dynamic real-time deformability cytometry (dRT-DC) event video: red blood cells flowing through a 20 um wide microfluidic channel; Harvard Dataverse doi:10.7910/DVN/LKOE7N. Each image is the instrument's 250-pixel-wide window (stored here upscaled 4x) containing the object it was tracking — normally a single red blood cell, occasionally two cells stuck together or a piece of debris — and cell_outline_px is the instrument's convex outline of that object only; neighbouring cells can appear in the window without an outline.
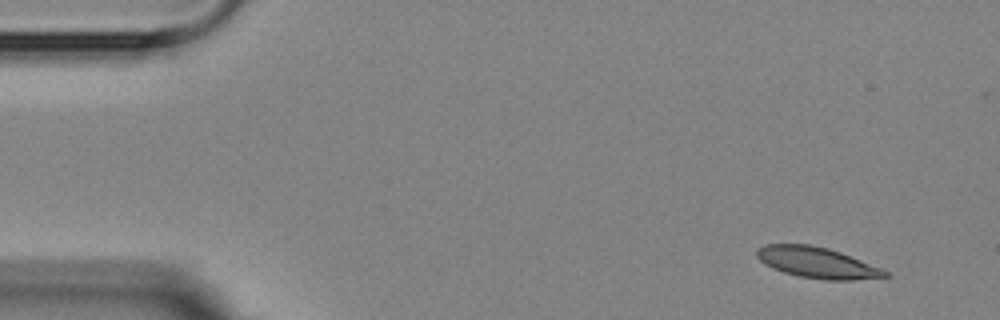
{"species": "Egyptian fruit bat (a non-hibernating species)", "species_latin": "Rousettus aegyptiacus", "temperature_condition": "room temperature", "stored_images_in_passage": 12, "camera_frame_rate_fps": 3000, "um_per_image_px": 0.085, "animal": {"sex": "female"}, "frame": {"image": 1, "passage_image": 1, "time_ms": 0.0, "image_size_px": [1000, 320], "cell_outline_px": [[888, 276], [852, 280], [824, 280], [800, 276], [784, 272], [772, 268], [764, 264], [756, 256], [756, 248], [764, 244], [808, 244], [828, 248], [840, 252], [880, 268], [888, 272]], "centroid_in_image_um": [69.38, 22.31], "position_along_channel_um": 15.6, "area_um2": 22.89}}
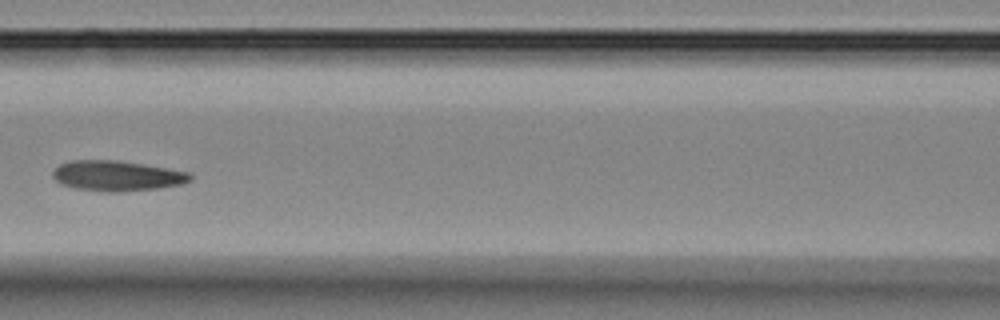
{"frame": {"image": 2, "passage_image": 6, "time_ms": 6.667, "image_size_px": [1000, 320], "cell_outline_px": [[192, 180], [184, 184], [156, 188], [116, 192], [108, 192], [76, 188], [60, 184], [52, 176], [52, 172], [60, 164], [72, 160], [116, 160], [188, 172], [192, 176]], "centroid_in_image_um": [9.92, 14.95], "position_along_channel_um": 156.7, "area_um2": 23.99}}
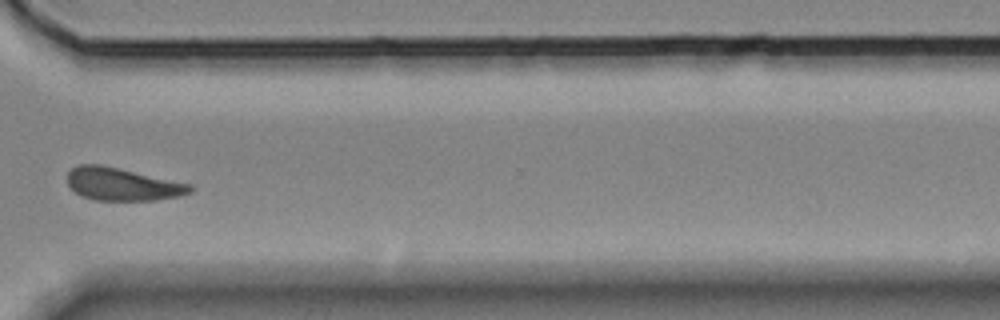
{"frame": {"image": 3, "passage_image": 11, "time_ms": 12.333, "image_size_px": [1000, 320], "cell_outline_px": [[192, 192], [180, 196], [156, 200], [96, 200], [80, 196], [68, 184], [68, 172], [76, 164], [100, 164], [192, 184]], "centroid_in_image_um": [10.4, 15.65], "position_along_channel_um": 360.2, "area_um2": 23.41}, "authors_computed_cell_mechanics": {"area_um2": 23.6113, "velocity_mm_per_s": 3.6076, "shape_relaxation_time_tau1_ms": 7.5589, "shape_relaxation_time_tau2_ms": 6.8847, "deformation_change_tau1": 0.1483, "deformation_change_tau2": 0.1576}}